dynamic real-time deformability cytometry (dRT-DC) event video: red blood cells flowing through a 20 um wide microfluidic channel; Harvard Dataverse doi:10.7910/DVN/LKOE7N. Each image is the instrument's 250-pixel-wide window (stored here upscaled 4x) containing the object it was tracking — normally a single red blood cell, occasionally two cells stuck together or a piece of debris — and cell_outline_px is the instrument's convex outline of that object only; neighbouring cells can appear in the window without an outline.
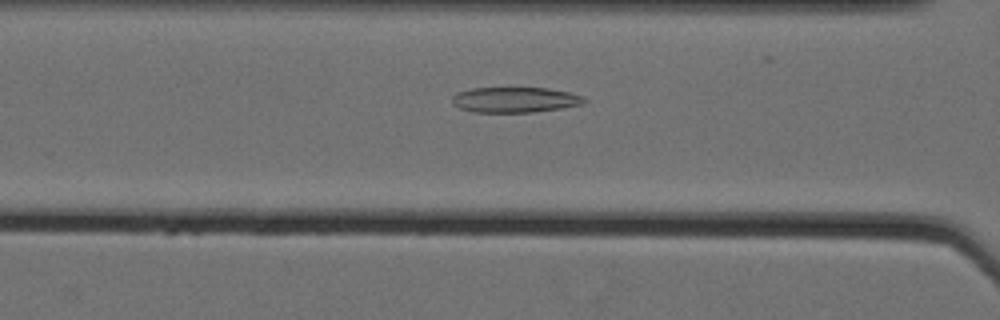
{"species": "Egyptian fruit bat (a non-hibernating species)", "species_latin": "Rousettus aegyptiacus", "temperature_condition": "cold", "stored_images_in_passage": 54, "camera_frame_rate_fps": 3000, "um_per_image_px": 0.085, "animal": {"sex": "female"}, "frame": {"image": 1, "passage_image": 25, "time_ms": 8.0, "image_size_px": [1000, 320], "cell_outline_px": [[588, 100], [580, 104], [564, 108], [532, 112], [472, 112], [460, 108], [452, 104], [452, 96], [456, 92], [472, 88], [548, 88], [568, 92], [584, 96]], "centroid_in_image_um": [43.76, 8.48], "position_along_channel_um": 122.8, "area_um2": 19.65}}
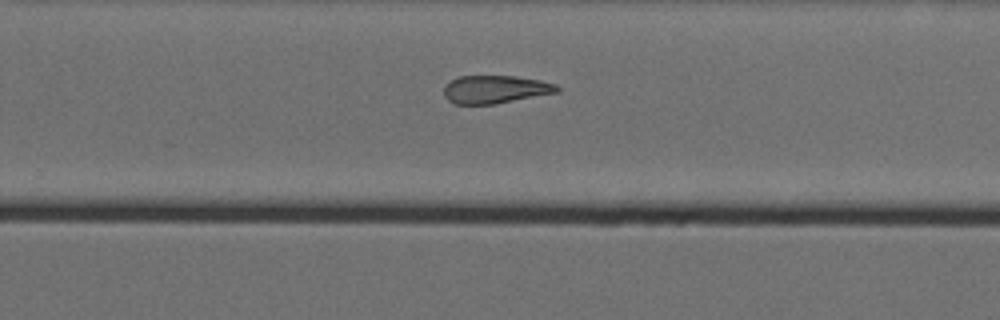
{"frame": {"image": 2, "passage_image": 39, "time_ms": 12.667, "image_size_px": [1000, 320], "cell_outline_px": [[560, 92], [492, 104], [456, 104], [448, 100], [444, 96], [444, 84], [460, 76], [516, 76], [540, 80], [556, 84], [560, 88]], "centroid_in_image_um": [42.1, 7.59], "position_along_channel_um": 287.7, "area_um2": 18.44}}
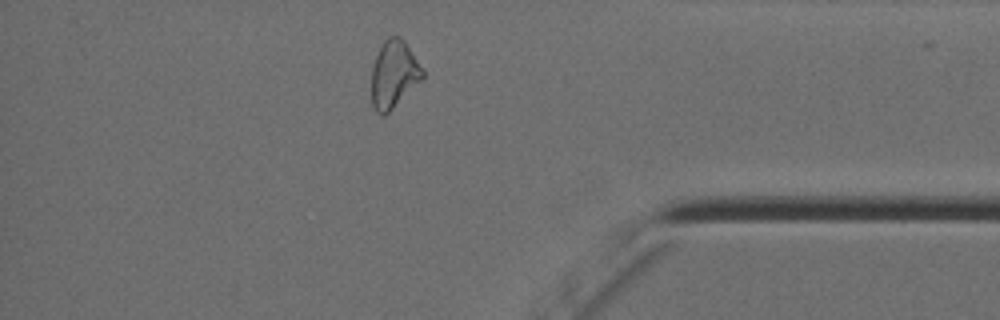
{"frame": {"image": 3, "passage_image": 50, "time_ms": 16.333, "image_size_px": [1000, 320], "cell_outline_px": [[424, 76], [384, 116], [380, 116], [376, 112], [372, 104], [372, 64], [384, 40], [388, 36], [400, 36], [404, 40], [424, 72]], "centroid_in_image_um": [33.44, 6.3], "position_along_channel_um": 401.8, "area_um2": 19.59}}